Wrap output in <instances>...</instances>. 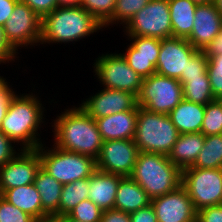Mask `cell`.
<instances>
[{
    "label": "cell",
    "mask_w": 222,
    "mask_h": 222,
    "mask_svg": "<svg viewBox=\"0 0 222 222\" xmlns=\"http://www.w3.org/2000/svg\"><path fill=\"white\" fill-rule=\"evenodd\" d=\"M89 178L64 184L59 201V216L67 215L81 201L88 199Z\"/></svg>",
    "instance_id": "29"
},
{
    "label": "cell",
    "mask_w": 222,
    "mask_h": 222,
    "mask_svg": "<svg viewBox=\"0 0 222 222\" xmlns=\"http://www.w3.org/2000/svg\"><path fill=\"white\" fill-rule=\"evenodd\" d=\"M34 185L40 194L43 208V222L59 217V201L63 185L41 167L37 171Z\"/></svg>",
    "instance_id": "21"
},
{
    "label": "cell",
    "mask_w": 222,
    "mask_h": 222,
    "mask_svg": "<svg viewBox=\"0 0 222 222\" xmlns=\"http://www.w3.org/2000/svg\"><path fill=\"white\" fill-rule=\"evenodd\" d=\"M181 185L196 211L222 204V169L188 167L182 170Z\"/></svg>",
    "instance_id": "8"
},
{
    "label": "cell",
    "mask_w": 222,
    "mask_h": 222,
    "mask_svg": "<svg viewBox=\"0 0 222 222\" xmlns=\"http://www.w3.org/2000/svg\"><path fill=\"white\" fill-rule=\"evenodd\" d=\"M123 28L127 36L172 37L168 0H150Z\"/></svg>",
    "instance_id": "10"
},
{
    "label": "cell",
    "mask_w": 222,
    "mask_h": 222,
    "mask_svg": "<svg viewBox=\"0 0 222 222\" xmlns=\"http://www.w3.org/2000/svg\"><path fill=\"white\" fill-rule=\"evenodd\" d=\"M207 58H212L222 54V28L221 33L217 35L204 49Z\"/></svg>",
    "instance_id": "44"
},
{
    "label": "cell",
    "mask_w": 222,
    "mask_h": 222,
    "mask_svg": "<svg viewBox=\"0 0 222 222\" xmlns=\"http://www.w3.org/2000/svg\"><path fill=\"white\" fill-rule=\"evenodd\" d=\"M207 59V73L213 95L217 99L222 96V54Z\"/></svg>",
    "instance_id": "35"
},
{
    "label": "cell",
    "mask_w": 222,
    "mask_h": 222,
    "mask_svg": "<svg viewBox=\"0 0 222 222\" xmlns=\"http://www.w3.org/2000/svg\"><path fill=\"white\" fill-rule=\"evenodd\" d=\"M129 215L131 218V222H158L155 210L151 204L144 208L136 210Z\"/></svg>",
    "instance_id": "42"
},
{
    "label": "cell",
    "mask_w": 222,
    "mask_h": 222,
    "mask_svg": "<svg viewBox=\"0 0 222 222\" xmlns=\"http://www.w3.org/2000/svg\"><path fill=\"white\" fill-rule=\"evenodd\" d=\"M17 51L9 44L5 37L4 27L0 25V64L13 62L18 58Z\"/></svg>",
    "instance_id": "40"
},
{
    "label": "cell",
    "mask_w": 222,
    "mask_h": 222,
    "mask_svg": "<svg viewBox=\"0 0 222 222\" xmlns=\"http://www.w3.org/2000/svg\"><path fill=\"white\" fill-rule=\"evenodd\" d=\"M0 222H37L32 216L12 205L0 195Z\"/></svg>",
    "instance_id": "36"
},
{
    "label": "cell",
    "mask_w": 222,
    "mask_h": 222,
    "mask_svg": "<svg viewBox=\"0 0 222 222\" xmlns=\"http://www.w3.org/2000/svg\"><path fill=\"white\" fill-rule=\"evenodd\" d=\"M139 152L133 140L103 141L96 159L97 170L130 177Z\"/></svg>",
    "instance_id": "12"
},
{
    "label": "cell",
    "mask_w": 222,
    "mask_h": 222,
    "mask_svg": "<svg viewBox=\"0 0 222 222\" xmlns=\"http://www.w3.org/2000/svg\"><path fill=\"white\" fill-rule=\"evenodd\" d=\"M150 0H116L113 12V24H122L124 27L130 19L144 8Z\"/></svg>",
    "instance_id": "32"
},
{
    "label": "cell",
    "mask_w": 222,
    "mask_h": 222,
    "mask_svg": "<svg viewBox=\"0 0 222 222\" xmlns=\"http://www.w3.org/2000/svg\"><path fill=\"white\" fill-rule=\"evenodd\" d=\"M122 178L120 175L96 170L89 177L88 199L103 211L113 209L117 188Z\"/></svg>",
    "instance_id": "20"
},
{
    "label": "cell",
    "mask_w": 222,
    "mask_h": 222,
    "mask_svg": "<svg viewBox=\"0 0 222 222\" xmlns=\"http://www.w3.org/2000/svg\"><path fill=\"white\" fill-rule=\"evenodd\" d=\"M41 24L42 18L29 5L18 1L3 26L5 37L17 52L20 47L37 46L41 42Z\"/></svg>",
    "instance_id": "11"
},
{
    "label": "cell",
    "mask_w": 222,
    "mask_h": 222,
    "mask_svg": "<svg viewBox=\"0 0 222 222\" xmlns=\"http://www.w3.org/2000/svg\"><path fill=\"white\" fill-rule=\"evenodd\" d=\"M15 96L16 92L13 91L7 80L2 82L0 85V126L6 116L10 102Z\"/></svg>",
    "instance_id": "39"
},
{
    "label": "cell",
    "mask_w": 222,
    "mask_h": 222,
    "mask_svg": "<svg viewBox=\"0 0 222 222\" xmlns=\"http://www.w3.org/2000/svg\"><path fill=\"white\" fill-rule=\"evenodd\" d=\"M217 100L220 102L221 106H222V96L217 98Z\"/></svg>",
    "instance_id": "51"
},
{
    "label": "cell",
    "mask_w": 222,
    "mask_h": 222,
    "mask_svg": "<svg viewBox=\"0 0 222 222\" xmlns=\"http://www.w3.org/2000/svg\"><path fill=\"white\" fill-rule=\"evenodd\" d=\"M197 3H214L215 0H195Z\"/></svg>",
    "instance_id": "49"
},
{
    "label": "cell",
    "mask_w": 222,
    "mask_h": 222,
    "mask_svg": "<svg viewBox=\"0 0 222 222\" xmlns=\"http://www.w3.org/2000/svg\"><path fill=\"white\" fill-rule=\"evenodd\" d=\"M138 110L122 111L95 119L103 141L133 140Z\"/></svg>",
    "instance_id": "19"
},
{
    "label": "cell",
    "mask_w": 222,
    "mask_h": 222,
    "mask_svg": "<svg viewBox=\"0 0 222 222\" xmlns=\"http://www.w3.org/2000/svg\"><path fill=\"white\" fill-rule=\"evenodd\" d=\"M13 143V144H12ZM15 142L0 130V167L13 159L22 149H14Z\"/></svg>",
    "instance_id": "37"
},
{
    "label": "cell",
    "mask_w": 222,
    "mask_h": 222,
    "mask_svg": "<svg viewBox=\"0 0 222 222\" xmlns=\"http://www.w3.org/2000/svg\"><path fill=\"white\" fill-rule=\"evenodd\" d=\"M198 222H222V204L213 205L197 211Z\"/></svg>",
    "instance_id": "41"
},
{
    "label": "cell",
    "mask_w": 222,
    "mask_h": 222,
    "mask_svg": "<svg viewBox=\"0 0 222 222\" xmlns=\"http://www.w3.org/2000/svg\"><path fill=\"white\" fill-rule=\"evenodd\" d=\"M181 84L184 100L205 106L216 99L211 89L209 76L185 78Z\"/></svg>",
    "instance_id": "28"
},
{
    "label": "cell",
    "mask_w": 222,
    "mask_h": 222,
    "mask_svg": "<svg viewBox=\"0 0 222 222\" xmlns=\"http://www.w3.org/2000/svg\"><path fill=\"white\" fill-rule=\"evenodd\" d=\"M19 0H0V25L4 26Z\"/></svg>",
    "instance_id": "45"
},
{
    "label": "cell",
    "mask_w": 222,
    "mask_h": 222,
    "mask_svg": "<svg viewBox=\"0 0 222 222\" xmlns=\"http://www.w3.org/2000/svg\"><path fill=\"white\" fill-rule=\"evenodd\" d=\"M59 115L53 120L52 125L54 145L96 160L100 154L103 139L95 119L80 106L68 108Z\"/></svg>",
    "instance_id": "1"
},
{
    "label": "cell",
    "mask_w": 222,
    "mask_h": 222,
    "mask_svg": "<svg viewBox=\"0 0 222 222\" xmlns=\"http://www.w3.org/2000/svg\"><path fill=\"white\" fill-rule=\"evenodd\" d=\"M204 142L205 136L201 132L179 134L168 158L182 171L194 164Z\"/></svg>",
    "instance_id": "22"
},
{
    "label": "cell",
    "mask_w": 222,
    "mask_h": 222,
    "mask_svg": "<svg viewBox=\"0 0 222 222\" xmlns=\"http://www.w3.org/2000/svg\"><path fill=\"white\" fill-rule=\"evenodd\" d=\"M131 39L125 53H120L126 62L142 78L156 73L161 39L147 36H128Z\"/></svg>",
    "instance_id": "17"
},
{
    "label": "cell",
    "mask_w": 222,
    "mask_h": 222,
    "mask_svg": "<svg viewBox=\"0 0 222 222\" xmlns=\"http://www.w3.org/2000/svg\"><path fill=\"white\" fill-rule=\"evenodd\" d=\"M41 167L37 149H22L13 159L0 167V195L14 187L34 183Z\"/></svg>",
    "instance_id": "13"
},
{
    "label": "cell",
    "mask_w": 222,
    "mask_h": 222,
    "mask_svg": "<svg viewBox=\"0 0 222 222\" xmlns=\"http://www.w3.org/2000/svg\"><path fill=\"white\" fill-rule=\"evenodd\" d=\"M178 136L179 132L168 115L138 107L133 141L140 152L168 155Z\"/></svg>",
    "instance_id": "5"
},
{
    "label": "cell",
    "mask_w": 222,
    "mask_h": 222,
    "mask_svg": "<svg viewBox=\"0 0 222 222\" xmlns=\"http://www.w3.org/2000/svg\"><path fill=\"white\" fill-rule=\"evenodd\" d=\"M130 177L151 200L176 190L182 183V171L168 155L160 153L139 152Z\"/></svg>",
    "instance_id": "4"
},
{
    "label": "cell",
    "mask_w": 222,
    "mask_h": 222,
    "mask_svg": "<svg viewBox=\"0 0 222 222\" xmlns=\"http://www.w3.org/2000/svg\"><path fill=\"white\" fill-rule=\"evenodd\" d=\"M103 29V25L81 6L57 7L42 18L41 42L70 43Z\"/></svg>",
    "instance_id": "3"
},
{
    "label": "cell",
    "mask_w": 222,
    "mask_h": 222,
    "mask_svg": "<svg viewBox=\"0 0 222 222\" xmlns=\"http://www.w3.org/2000/svg\"><path fill=\"white\" fill-rule=\"evenodd\" d=\"M214 4L222 16V0H215Z\"/></svg>",
    "instance_id": "48"
},
{
    "label": "cell",
    "mask_w": 222,
    "mask_h": 222,
    "mask_svg": "<svg viewBox=\"0 0 222 222\" xmlns=\"http://www.w3.org/2000/svg\"><path fill=\"white\" fill-rule=\"evenodd\" d=\"M208 59L203 50H198L188 61L185 72H182L178 79L180 83L185 78H195L199 76H208Z\"/></svg>",
    "instance_id": "34"
},
{
    "label": "cell",
    "mask_w": 222,
    "mask_h": 222,
    "mask_svg": "<svg viewBox=\"0 0 222 222\" xmlns=\"http://www.w3.org/2000/svg\"><path fill=\"white\" fill-rule=\"evenodd\" d=\"M94 73L103 88L130 92L138 97L143 79L120 53H105L95 60Z\"/></svg>",
    "instance_id": "9"
},
{
    "label": "cell",
    "mask_w": 222,
    "mask_h": 222,
    "mask_svg": "<svg viewBox=\"0 0 222 222\" xmlns=\"http://www.w3.org/2000/svg\"><path fill=\"white\" fill-rule=\"evenodd\" d=\"M116 0H81L80 6L97 19L104 27L113 25Z\"/></svg>",
    "instance_id": "30"
},
{
    "label": "cell",
    "mask_w": 222,
    "mask_h": 222,
    "mask_svg": "<svg viewBox=\"0 0 222 222\" xmlns=\"http://www.w3.org/2000/svg\"><path fill=\"white\" fill-rule=\"evenodd\" d=\"M151 205L158 222H195L197 220V211L182 185L172 192L153 198Z\"/></svg>",
    "instance_id": "16"
},
{
    "label": "cell",
    "mask_w": 222,
    "mask_h": 222,
    "mask_svg": "<svg viewBox=\"0 0 222 222\" xmlns=\"http://www.w3.org/2000/svg\"><path fill=\"white\" fill-rule=\"evenodd\" d=\"M191 167L222 169V134L205 136L203 148Z\"/></svg>",
    "instance_id": "27"
},
{
    "label": "cell",
    "mask_w": 222,
    "mask_h": 222,
    "mask_svg": "<svg viewBox=\"0 0 222 222\" xmlns=\"http://www.w3.org/2000/svg\"><path fill=\"white\" fill-rule=\"evenodd\" d=\"M103 210L86 199L76 205L67 215L81 222H100Z\"/></svg>",
    "instance_id": "33"
},
{
    "label": "cell",
    "mask_w": 222,
    "mask_h": 222,
    "mask_svg": "<svg viewBox=\"0 0 222 222\" xmlns=\"http://www.w3.org/2000/svg\"><path fill=\"white\" fill-rule=\"evenodd\" d=\"M6 79L3 76H0V85L2 82H4Z\"/></svg>",
    "instance_id": "50"
},
{
    "label": "cell",
    "mask_w": 222,
    "mask_h": 222,
    "mask_svg": "<svg viewBox=\"0 0 222 222\" xmlns=\"http://www.w3.org/2000/svg\"><path fill=\"white\" fill-rule=\"evenodd\" d=\"M194 25L187 40L198 50H203L221 33L222 16L214 3H198Z\"/></svg>",
    "instance_id": "18"
},
{
    "label": "cell",
    "mask_w": 222,
    "mask_h": 222,
    "mask_svg": "<svg viewBox=\"0 0 222 222\" xmlns=\"http://www.w3.org/2000/svg\"><path fill=\"white\" fill-rule=\"evenodd\" d=\"M81 0H57L58 7L80 6Z\"/></svg>",
    "instance_id": "46"
},
{
    "label": "cell",
    "mask_w": 222,
    "mask_h": 222,
    "mask_svg": "<svg viewBox=\"0 0 222 222\" xmlns=\"http://www.w3.org/2000/svg\"><path fill=\"white\" fill-rule=\"evenodd\" d=\"M100 222H131V218L128 213L113 208L102 212Z\"/></svg>",
    "instance_id": "43"
},
{
    "label": "cell",
    "mask_w": 222,
    "mask_h": 222,
    "mask_svg": "<svg viewBox=\"0 0 222 222\" xmlns=\"http://www.w3.org/2000/svg\"><path fill=\"white\" fill-rule=\"evenodd\" d=\"M201 133L204 136L222 134V106L217 99L205 105Z\"/></svg>",
    "instance_id": "31"
},
{
    "label": "cell",
    "mask_w": 222,
    "mask_h": 222,
    "mask_svg": "<svg viewBox=\"0 0 222 222\" xmlns=\"http://www.w3.org/2000/svg\"><path fill=\"white\" fill-rule=\"evenodd\" d=\"M1 196L12 205L32 216L37 222H43L40 194L34 183L5 190Z\"/></svg>",
    "instance_id": "23"
},
{
    "label": "cell",
    "mask_w": 222,
    "mask_h": 222,
    "mask_svg": "<svg viewBox=\"0 0 222 222\" xmlns=\"http://www.w3.org/2000/svg\"><path fill=\"white\" fill-rule=\"evenodd\" d=\"M205 106L182 100L169 114L179 134L201 132Z\"/></svg>",
    "instance_id": "24"
},
{
    "label": "cell",
    "mask_w": 222,
    "mask_h": 222,
    "mask_svg": "<svg viewBox=\"0 0 222 222\" xmlns=\"http://www.w3.org/2000/svg\"><path fill=\"white\" fill-rule=\"evenodd\" d=\"M44 145L37 148L41 168L62 185L89 178L97 170L96 160L90 156Z\"/></svg>",
    "instance_id": "6"
},
{
    "label": "cell",
    "mask_w": 222,
    "mask_h": 222,
    "mask_svg": "<svg viewBox=\"0 0 222 222\" xmlns=\"http://www.w3.org/2000/svg\"><path fill=\"white\" fill-rule=\"evenodd\" d=\"M198 51L186 38L170 37L161 39L156 73L179 79L185 72L187 61Z\"/></svg>",
    "instance_id": "14"
},
{
    "label": "cell",
    "mask_w": 222,
    "mask_h": 222,
    "mask_svg": "<svg viewBox=\"0 0 222 222\" xmlns=\"http://www.w3.org/2000/svg\"><path fill=\"white\" fill-rule=\"evenodd\" d=\"M83 100L80 106L93 119L106 117L122 111L138 110L136 95L116 89L103 88L90 98Z\"/></svg>",
    "instance_id": "15"
},
{
    "label": "cell",
    "mask_w": 222,
    "mask_h": 222,
    "mask_svg": "<svg viewBox=\"0 0 222 222\" xmlns=\"http://www.w3.org/2000/svg\"><path fill=\"white\" fill-rule=\"evenodd\" d=\"M151 204L143 188L131 177H123L118 185L114 208L128 214Z\"/></svg>",
    "instance_id": "25"
},
{
    "label": "cell",
    "mask_w": 222,
    "mask_h": 222,
    "mask_svg": "<svg viewBox=\"0 0 222 222\" xmlns=\"http://www.w3.org/2000/svg\"><path fill=\"white\" fill-rule=\"evenodd\" d=\"M172 24V37L188 38L194 25L195 0H168Z\"/></svg>",
    "instance_id": "26"
},
{
    "label": "cell",
    "mask_w": 222,
    "mask_h": 222,
    "mask_svg": "<svg viewBox=\"0 0 222 222\" xmlns=\"http://www.w3.org/2000/svg\"><path fill=\"white\" fill-rule=\"evenodd\" d=\"M33 94H16L0 126L5 135L17 145L20 143L21 149H37L43 144L38 129L44 123L45 107L39 96Z\"/></svg>",
    "instance_id": "2"
},
{
    "label": "cell",
    "mask_w": 222,
    "mask_h": 222,
    "mask_svg": "<svg viewBox=\"0 0 222 222\" xmlns=\"http://www.w3.org/2000/svg\"><path fill=\"white\" fill-rule=\"evenodd\" d=\"M31 7V9L41 18L51 13L58 7L57 0H19Z\"/></svg>",
    "instance_id": "38"
},
{
    "label": "cell",
    "mask_w": 222,
    "mask_h": 222,
    "mask_svg": "<svg viewBox=\"0 0 222 222\" xmlns=\"http://www.w3.org/2000/svg\"><path fill=\"white\" fill-rule=\"evenodd\" d=\"M50 222H81V221L70 218L68 215H62L56 218H52Z\"/></svg>",
    "instance_id": "47"
},
{
    "label": "cell",
    "mask_w": 222,
    "mask_h": 222,
    "mask_svg": "<svg viewBox=\"0 0 222 222\" xmlns=\"http://www.w3.org/2000/svg\"><path fill=\"white\" fill-rule=\"evenodd\" d=\"M138 106L158 114L168 115L182 100V84L178 79L157 73L143 79Z\"/></svg>",
    "instance_id": "7"
}]
</instances>
